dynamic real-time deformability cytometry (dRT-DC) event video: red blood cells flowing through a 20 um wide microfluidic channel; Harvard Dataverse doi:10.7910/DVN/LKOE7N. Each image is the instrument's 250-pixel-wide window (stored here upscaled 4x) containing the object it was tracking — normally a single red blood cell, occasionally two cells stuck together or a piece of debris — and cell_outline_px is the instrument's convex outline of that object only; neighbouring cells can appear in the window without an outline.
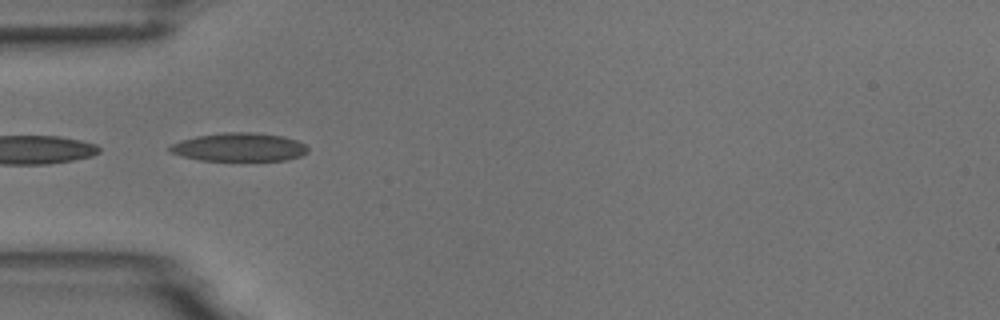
{"species": "common noctule bat (a hibernating species)", "species_latin": "Nyctalus noctula", "temperature_condition": "room temperature", "stored_images_in_passage": 6, "camera_frame_rate_fps": 3000, "um_per_image_px": 0.085, "animal": {"sex": "male", "body_mass_g": 18.8}, "frame": {"image": 1, "passage_image": 5, "time_ms": 4.667, "image_size_px": [1000, 320], "cell_outline_px": [[308, 152], [300, 156], [288, 160], [200, 160], [184, 156], [172, 152], [168, 148], [172, 144], [180, 140], [196, 136], [220, 132], [252, 132], [284, 136], [296, 140], [304, 144], [308, 148]], "centroid_in_image_um": [20.35, 12.49], "position_along_channel_um": 64.6, "area_um2": 22.77}}